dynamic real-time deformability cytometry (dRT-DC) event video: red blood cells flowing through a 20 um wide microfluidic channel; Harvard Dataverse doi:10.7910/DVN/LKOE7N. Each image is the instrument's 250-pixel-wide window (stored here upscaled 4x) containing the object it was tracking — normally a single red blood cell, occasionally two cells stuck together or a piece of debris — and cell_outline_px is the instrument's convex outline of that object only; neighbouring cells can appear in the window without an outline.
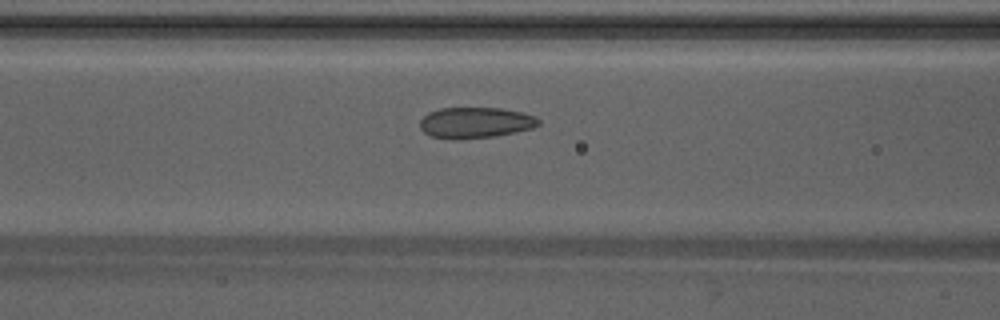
{"species": "Egyptian fruit bat (a non-hibernating species)", "species_latin": "Rousettus aegyptiacus", "temperature_condition": "warm", "stored_images_in_passage": 42, "camera_frame_rate_fps": 3000, "um_per_image_px": 0.085, "animal": {"sex": "male"}, "frame": {"image": 1, "passage_image": 14, "time_ms": 4.333, "image_size_px": [1000, 320], "cell_outline_px": [[540, 124], [532, 128], [516, 132], [492, 136], [452, 140], [432, 136], [424, 132], [420, 128], [420, 120], [428, 112], [440, 108], [500, 108], [520, 112], [536, 116], [540, 120]], "centroid_in_image_um": [40.4, 10.42], "position_along_channel_um": 126.2, "area_um2": 21.33}}
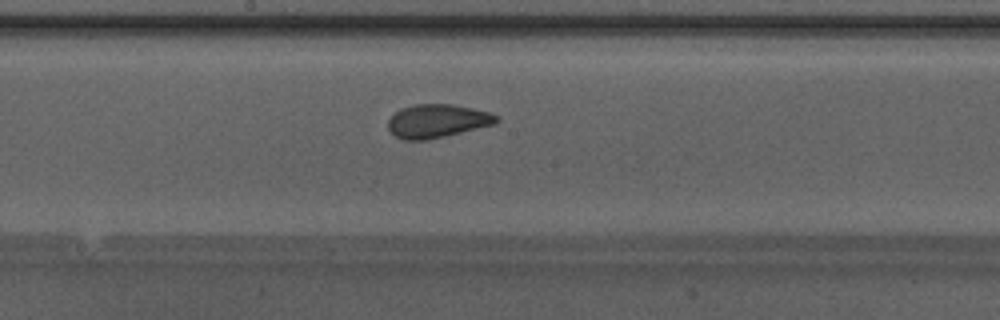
{"frame": {"image": 2, "passage_image": 20, "time_ms": 6.333, "image_size_px": [1000, 320], "cell_outline_px": [[500, 120], [496, 124], [428, 140], [404, 140], [396, 136], [388, 128], [388, 120], [396, 112], [412, 104], [452, 104], [472, 108], [488, 112], [500, 116]], "centroid_in_image_um": [37.2, 10.29], "position_along_channel_um": 211.0, "area_um2": 21.1}}
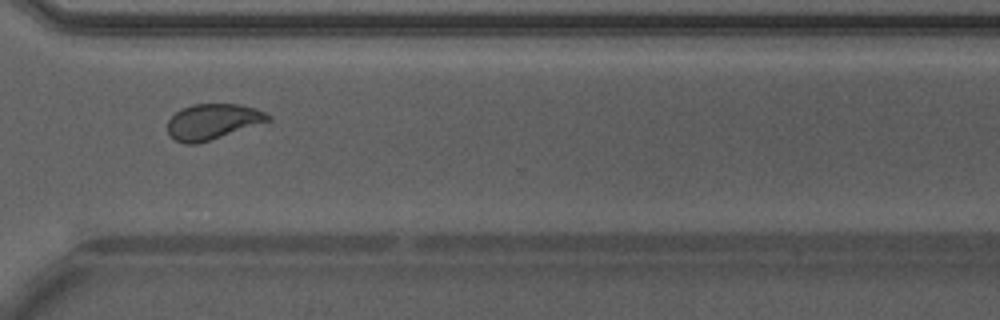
{"frame": {"image": 3, "passage_image": 30, "time_ms": 9.667, "image_size_px": [1000, 320], "cell_outline_px": [[272, 120], [196, 144], [184, 144], [176, 140], [168, 132], [168, 120], [180, 108], [192, 104], [236, 104], [256, 108], [272, 116]], "centroid_in_image_um": [18.08, 10.32], "position_along_channel_um": 352.5, "area_um2": 20.63}, "authors_computed_cell_mechanics": {"area_um2": 21.1259, "velocity_mm_per_s": 4.2451, "shape_relaxation_time_tau1_ms": 6.8049, "shape_relaxation_time_tau2_ms": 1.068, "deformation_change_tau1": 0.1425, "deformation_change_tau2": 0.0578}}